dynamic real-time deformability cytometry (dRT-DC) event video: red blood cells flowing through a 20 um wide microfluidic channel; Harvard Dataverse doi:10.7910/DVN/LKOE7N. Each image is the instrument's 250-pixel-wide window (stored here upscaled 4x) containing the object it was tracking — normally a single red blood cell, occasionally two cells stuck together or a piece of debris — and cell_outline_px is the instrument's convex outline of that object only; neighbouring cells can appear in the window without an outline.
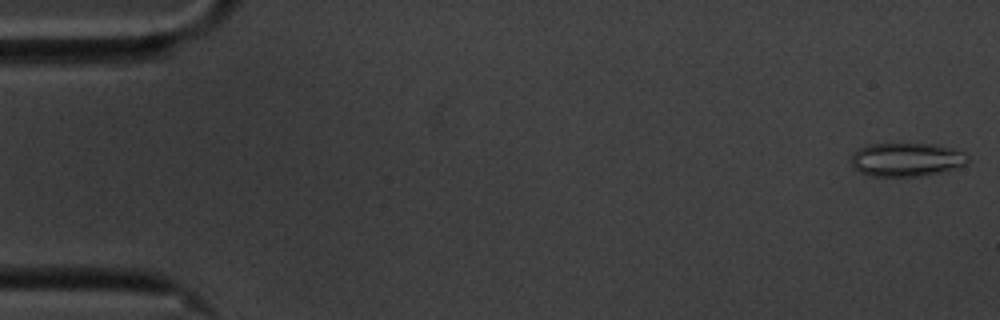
{"species": "common noctule bat (a hibernating species)", "species_latin": "Nyctalus noctula", "temperature_condition": "cold", "stored_images_in_passage": 54, "camera_frame_rate_fps": 3000, "um_per_image_px": 0.085, "animal": {"sex": "male", "body_mass_g": 20.1, "forearm_length_mm": 53.5}, "frame": {"image": 1, "passage_image": 1, "time_ms": 0.0, "image_size_px": [1000, 320], "cell_outline_px": [[968, 160], [964, 164], [956, 168], [944, 172], [924, 176], [872, 176], [860, 172], [852, 164], [852, 152], [868, 144], [936, 144], [952, 148], [964, 152], [968, 156]], "centroid_in_image_um": [77.08, 13.57], "position_along_channel_um": 7.9, "area_um2": 22.89}}
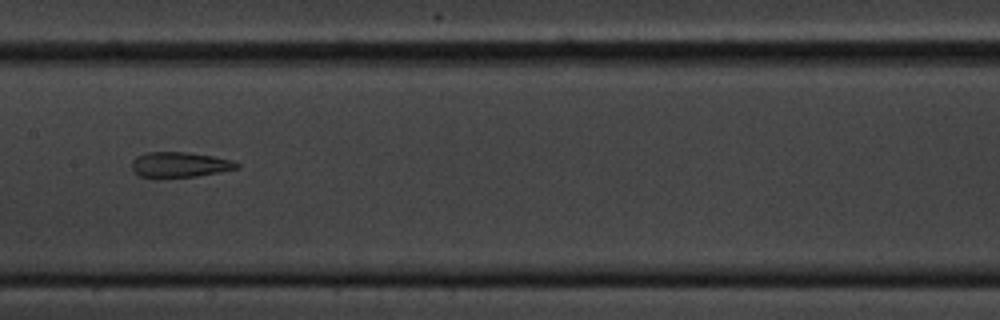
{"frame": {"image": 2, "passage_image": 28, "time_ms": 9.0, "image_size_px": [1000, 320], "cell_outline_px": [[240, 168], [220, 172], [196, 176], [140, 176], [132, 172], [132, 160], [136, 156], [148, 152], [188, 152], [212, 156], [232, 160], [240, 164]], "centroid_in_image_um": [15.29, 13.97], "position_along_channel_um": 192.1, "area_um2": 15.26}}
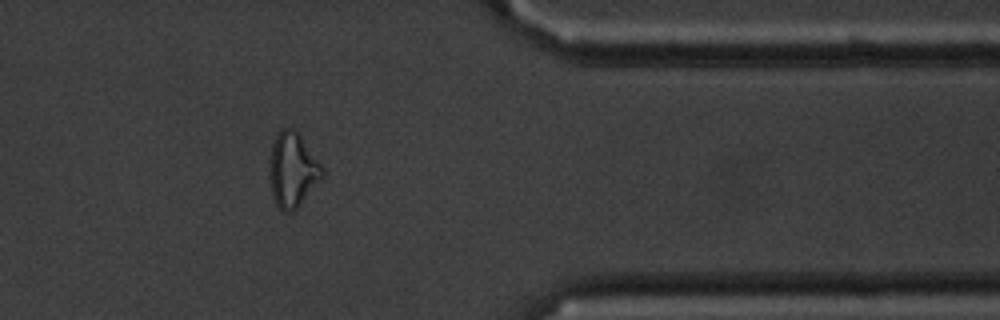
{"frame": {"image": 3, "passage_image": 46, "time_ms": 15.0, "image_size_px": [1000, 320], "cell_outline_px": [[324, 176], [300, 204], [292, 212], [284, 212], [276, 204], [272, 196], [268, 176], [272, 144], [280, 128], [292, 128], [300, 136], [324, 168]], "centroid_in_image_um": [24.85, 14.46], "position_along_channel_um": 386.6, "area_um2": 22.83}}